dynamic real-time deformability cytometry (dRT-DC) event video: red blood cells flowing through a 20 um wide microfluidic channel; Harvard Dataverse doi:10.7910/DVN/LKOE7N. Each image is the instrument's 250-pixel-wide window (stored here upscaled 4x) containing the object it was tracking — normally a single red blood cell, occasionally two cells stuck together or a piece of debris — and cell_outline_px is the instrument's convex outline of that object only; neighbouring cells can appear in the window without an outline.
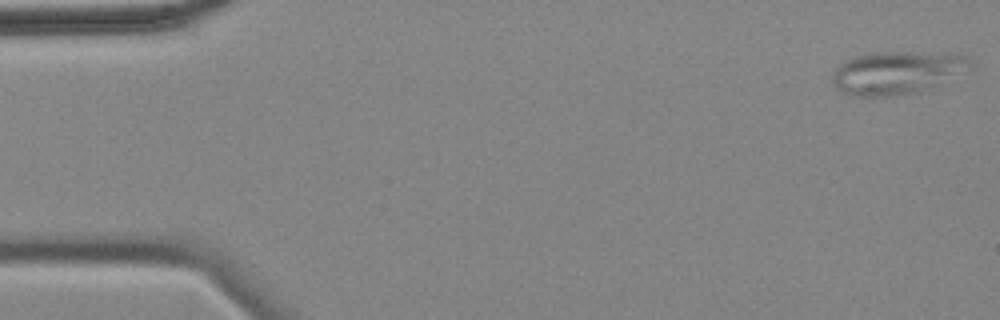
{"species": "common noctule bat (a hibernating species)", "species_latin": "Nyctalus noctula", "temperature_condition": "cold", "stored_images_in_passage": 56, "camera_frame_rate_fps": 3000, "um_per_image_px": 0.085, "animal": {"sex": "female", "body_mass_g": 18.4}, "frame": {"image": 1, "passage_image": 1, "time_ms": 0.0, "image_size_px": [1000, 320], "cell_outline_px": [[972, 60], [968, 64], [920, 92], [896, 96], [852, 96], [836, 88], [832, 84], [832, 72], [840, 64], [856, 56], [872, 52], [912, 52], [964, 56]], "centroid_in_image_um": [76.0, 6.19], "position_along_channel_um": 9.0, "area_um2": 33.0}}
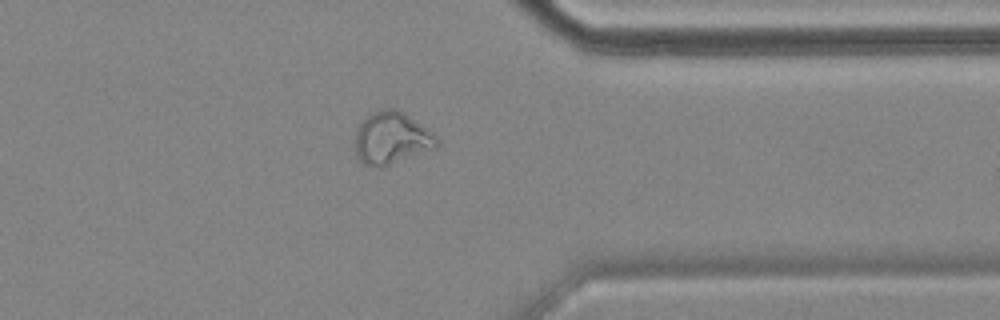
{"frame": {"image": 2, "passage_image": 44, "time_ms": 14.333, "image_size_px": [1000, 320], "cell_outline_px": [[440, 144], [436, 148], [388, 164], [360, 164], [356, 156], [356, 128], [372, 112], [388, 108], [396, 108], [428, 128], [440, 140]], "centroid_in_image_um": [33.31, 11.71], "position_along_channel_um": 378.1, "area_um2": 24.39}}
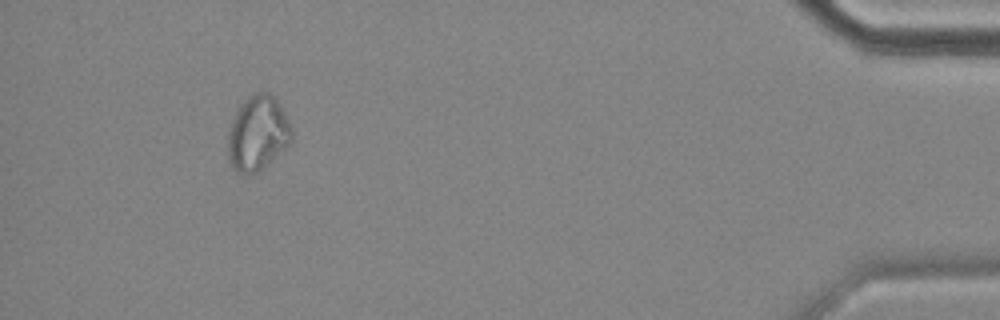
{"frame": {"image": 3, "passage_image": 52, "time_ms": 17.0, "image_size_px": [1000, 320], "cell_outline_px": [[292, 140], [276, 156], [256, 172], [236, 172], [232, 168], [228, 160], [228, 132], [236, 108], [248, 96], [256, 92], [268, 92], [276, 100], [284, 112], [292, 128]], "centroid_in_image_um": [21.87, 11.3], "position_along_channel_um": 413.3, "area_um2": 27.51}}